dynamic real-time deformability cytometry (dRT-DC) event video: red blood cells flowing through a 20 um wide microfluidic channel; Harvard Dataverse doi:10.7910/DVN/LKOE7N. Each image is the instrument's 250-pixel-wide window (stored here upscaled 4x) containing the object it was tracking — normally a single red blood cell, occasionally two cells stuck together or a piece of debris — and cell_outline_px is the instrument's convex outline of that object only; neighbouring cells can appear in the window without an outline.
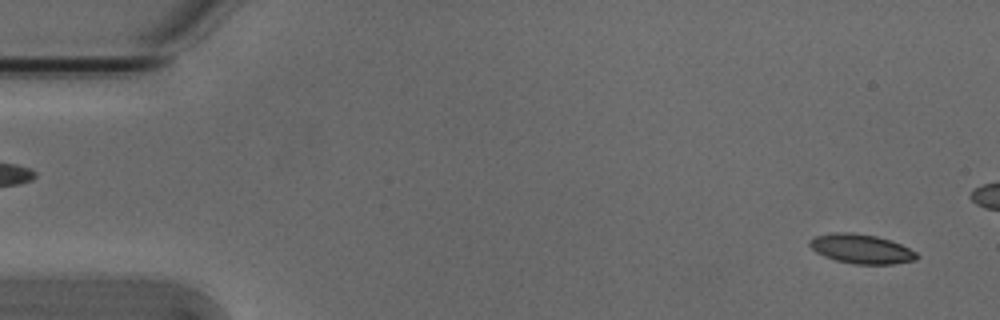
{"species": "Egyptian fruit bat (a non-hibernating species)", "species_latin": "Rousettus aegyptiacus", "temperature_condition": "cold", "stored_images_in_passage": 5, "segment_of_instrument_passage": [2, 2], "camera_frame_rate_fps": 3000, "um_per_image_px": 0.085, "animal": {"sex": "male"}, "frame": {"image": 1, "passage_image": 5, "time_ms": 1.333, "image_size_px": [1000, 320], "cell_outline_px": [[920, 256], [916, 260], [892, 264], [856, 264], [836, 260], [824, 256], [816, 252], [808, 244], [808, 240], [816, 236], [832, 232], [852, 232], [876, 236], [900, 244], [916, 252]], "centroid_in_image_um": [73.19, 21.15], "position_along_channel_um": 11.8, "area_um2": 18.26}}